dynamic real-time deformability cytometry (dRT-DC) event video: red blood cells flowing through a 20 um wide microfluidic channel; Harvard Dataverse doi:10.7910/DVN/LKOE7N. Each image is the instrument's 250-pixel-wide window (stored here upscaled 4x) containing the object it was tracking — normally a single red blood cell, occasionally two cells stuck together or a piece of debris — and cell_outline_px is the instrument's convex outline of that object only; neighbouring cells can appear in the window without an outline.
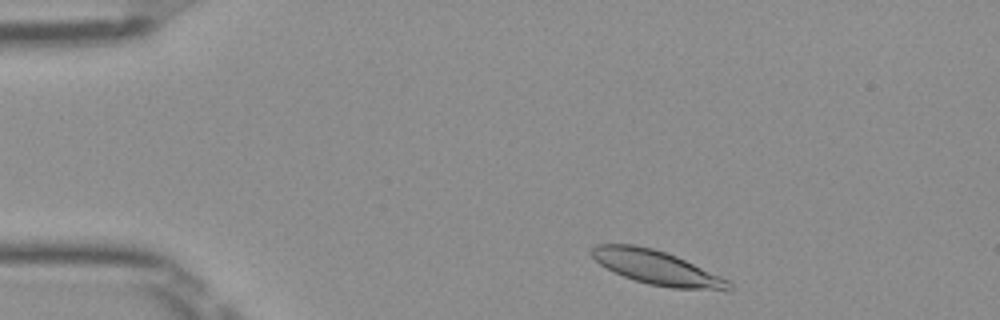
{"species": "Egyptian fruit bat (a non-hibernating species)", "species_latin": "Rousettus aegyptiacus", "temperature_condition": "room temperature", "stored_images_in_passage": 45, "camera_frame_rate_fps": 3000, "um_per_image_px": 0.085, "frame": {"image": 1, "passage_image": 2, "time_ms": 0.333, "image_size_px": [1000, 320], "cell_outline_px": [[736, 288], [732, 292], [728, 292], [672, 288], [648, 284], [624, 276], [600, 264], [588, 252], [596, 244], [636, 244], [652, 248], [676, 256], [728, 280]], "centroid_in_image_um": [55.9, 22.78], "position_along_channel_um": 29.1, "area_um2": 27.4}}
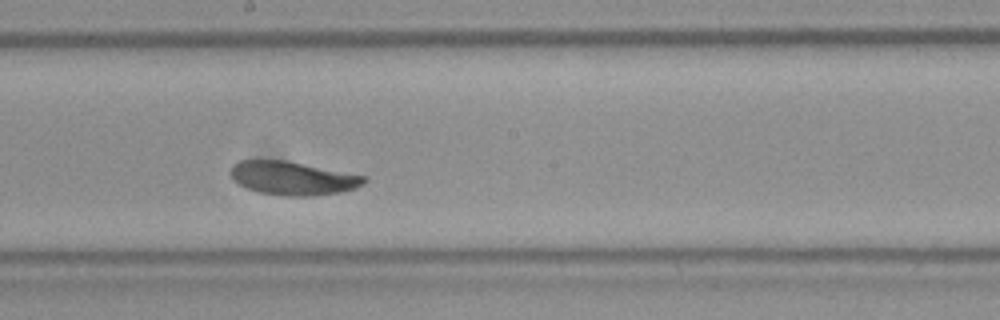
{"frame": {"image": 2, "passage_image": 22, "time_ms": 7.0, "image_size_px": [1000, 320], "cell_outline_px": [[368, 180], [364, 184], [356, 188], [340, 192], [312, 196], [284, 196], [260, 192], [248, 188], [232, 180], [228, 172], [232, 164], [240, 160], [284, 160], [368, 176]], "centroid_in_image_um": [24.88, 15.14], "position_along_channel_um": 223.3, "area_um2": 26.3}}
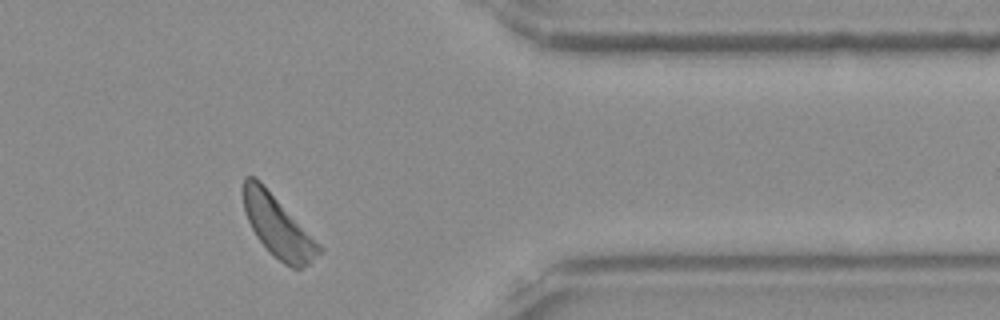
{"frame": {"image": 3, "passage_image": 36, "time_ms": 11.667, "image_size_px": [1000, 320], "cell_outline_px": [[324, 248], [308, 264], [300, 268], [292, 268], [284, 264], [256, 236], [244, 212], [244, 176], [256, 176], [260, 180]], "centroid_in_image_um": [23.62, 19.21], "position_along_channel_um": 387.8, "area_um2": 26.47}, "authors_computed_cell_mechanics": {"area_um2": 26.877, "velocity_mm_per_s": 3.8892, "shape_relaxation_time_tau1_ms": 1.5459, "shape_relaxation_time_tau2_ms": null, "deformation_change_tau1": 0.0953, "deformation_change_tau2": null}}